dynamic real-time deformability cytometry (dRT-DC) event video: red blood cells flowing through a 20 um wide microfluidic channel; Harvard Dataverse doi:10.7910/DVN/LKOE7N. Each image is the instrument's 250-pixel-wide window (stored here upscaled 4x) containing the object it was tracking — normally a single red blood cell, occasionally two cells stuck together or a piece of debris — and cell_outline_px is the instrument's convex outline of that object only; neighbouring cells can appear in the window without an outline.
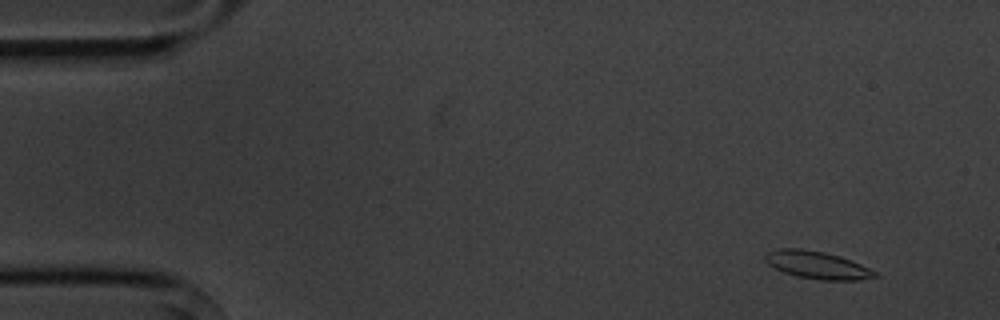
{"species": "common noctule bat (a hibernating species)", "species_latin": "Nyctalus noctula", "temperature_condition": "cold", "stored_images_in_passage": 5, "camera_frame_rate_fps": 3000, "um_per_image_px": 0.085, "animal": {"sex": "male", "body_mass_g": 20.1, "forearm_length_mm": 53.5}, "frame": {"image": 1, "passage_image": 2, "time_ms": 1.0, "image_size_px": [1000, 320], "cell_outline_px": [[880, 276], [856, 280], [820, 280], [796, 276], [784, 272], [768, 264], [764, 260], [764, 252], [780, 248], [800, 248], [824, 252], [840, 256], [880, 272]], "centroid_in_image_um": [69.47, 22.52], "position_along_channel_um": 15.5, "area_um2": 17.8}}